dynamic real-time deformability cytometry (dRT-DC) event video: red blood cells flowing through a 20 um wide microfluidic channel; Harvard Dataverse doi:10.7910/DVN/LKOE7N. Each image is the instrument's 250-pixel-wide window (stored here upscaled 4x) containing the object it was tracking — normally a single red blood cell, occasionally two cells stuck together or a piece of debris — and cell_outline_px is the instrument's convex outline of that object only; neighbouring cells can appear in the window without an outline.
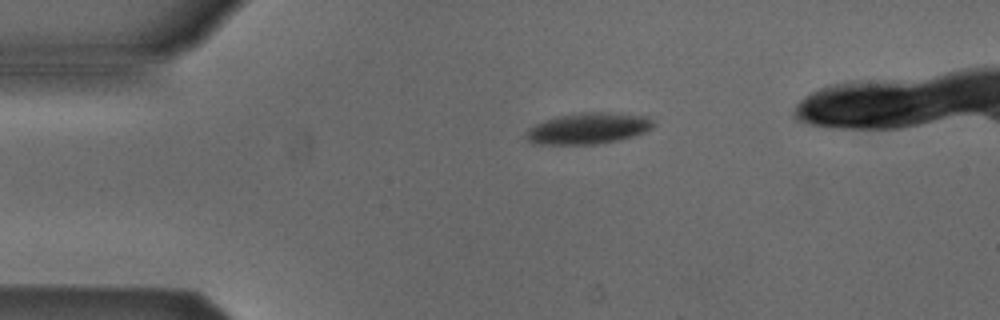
{"species": "Egyptian fruit bat (a non-hibernating species)", "species_latin": "Rousettus aegyptiacus", "temperature_condition": "cold", "stored_images_in_passage": 3, "camera_frame_rate_fps": 3000, "um_per_image_px": 0.085, "animal": {"sex": "male"}, "frame": {"image": 1, "passage_image": 3, "time_ms": 3.333, "image_size_px": [1000, 320], "cell_outline_px": [[656, 124], [652, 128], [644, 132], [632, 136], [616, 140], [596, 144], [532, 144], [524, 136], [528, 128], [544, 120], [560, 116], [584, 112], [608, 112], [648, 116]], "centroid_in_image_um": [49.99, 10.91], "position_along_channel_um": 35.0, "area_um2": 23.06}}